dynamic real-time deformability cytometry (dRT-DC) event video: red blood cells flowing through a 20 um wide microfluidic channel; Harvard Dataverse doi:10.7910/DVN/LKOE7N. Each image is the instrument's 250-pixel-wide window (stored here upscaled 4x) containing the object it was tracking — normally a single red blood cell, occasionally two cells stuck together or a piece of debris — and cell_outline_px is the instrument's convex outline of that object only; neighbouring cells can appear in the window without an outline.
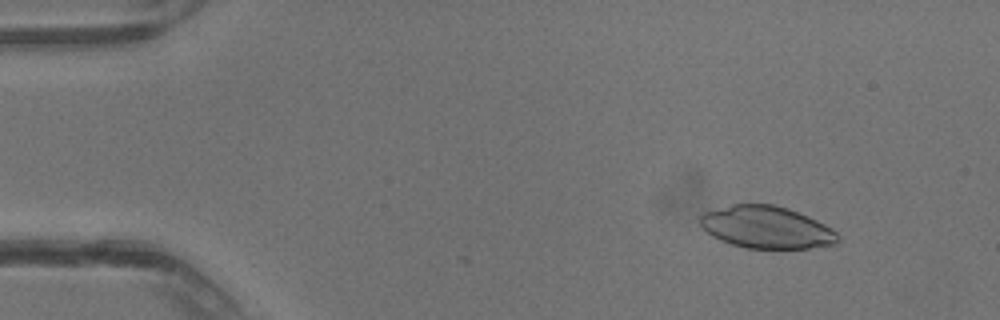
{"species": "common noctule bat (a hibernating species)", "species_latin": "Nyctalus noctula", "temperature_condition": "warm", "stored_images_in_passage": 41, "segment_of_instrument_passage": [1, 3], "camera_frame_rate_fps": 3000, "um_per_image_px": 0.085, "animal": {"sex": "male", "body_mass_g": 13.3}, "frame": {"image": 1, "passage_image": 6, "time_ms": 1.667, "image_size_px": [1000, 320], "cell_outline_px": [[828, 228], [824, 240], [820, 244], [804, 248], [756, 248], [740, 244], [728, 240], [712, 232], [716, 212], [740, 204], [764, 204], [780, 208], [804, 216]], "centroid_in_image_um": [65.24, 19.33], "position_along_channel_um": 19.8, "area_um2": 27.98}}